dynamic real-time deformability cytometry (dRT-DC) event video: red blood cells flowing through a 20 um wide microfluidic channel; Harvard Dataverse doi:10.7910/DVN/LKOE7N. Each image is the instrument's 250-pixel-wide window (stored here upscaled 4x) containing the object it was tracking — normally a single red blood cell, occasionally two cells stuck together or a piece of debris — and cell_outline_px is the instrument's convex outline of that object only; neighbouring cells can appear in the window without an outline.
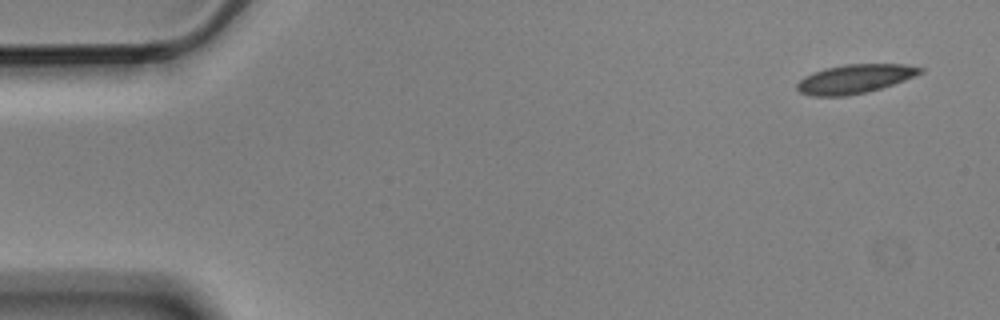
{"species": "Egyptian fruit bat (a non-hibernating species)", "species_latin": "Rousettus aegyptiacus", "temperature_condition": "cold", "stored_images_in_passage": 5, "segment_of_instrument_passage": [1, 2], "camera_frame_rate_fps": 3000, "um_per_image_px": 0.085, "animal": {"sex": "male"}, "frame": {"image": 1, "passage_image": 1, "time_ms": 0.0, "image_size_px": [1000, 320], "cell_outline_px": [[924, 72], [904, 80], [868, 92], [844, 96], [812, 96], [800, 92], [796, 88], [796, 84], [804, 76], [812, 72], [824, 68], [844, 64], [904, 64], [924, 68]], "centroid_in_image_um": [72.63, 6.7], "position_along_channel_um": 12.4, "area_um2": 20.81}}
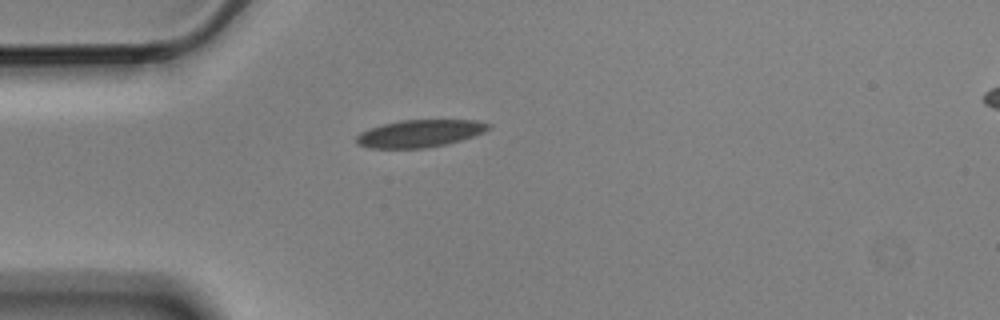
{"frame": {"image": 2, "passage_image": 4, "time_ms": 1.0, "image_size_px": [1000, 320], "cell_outline_px": [[492, 128], [484, 132], [460, 140], [444, 144], [424, 148], [368, 148], [356, 144], [356, 136], [360, 132], [368, 128], [400, 120], [476, 120], [492, 124]], "centroid_in_image_um": [35.66, 11.34], "position_along_channel_um": 49.3, "area_um2": 21.1}}